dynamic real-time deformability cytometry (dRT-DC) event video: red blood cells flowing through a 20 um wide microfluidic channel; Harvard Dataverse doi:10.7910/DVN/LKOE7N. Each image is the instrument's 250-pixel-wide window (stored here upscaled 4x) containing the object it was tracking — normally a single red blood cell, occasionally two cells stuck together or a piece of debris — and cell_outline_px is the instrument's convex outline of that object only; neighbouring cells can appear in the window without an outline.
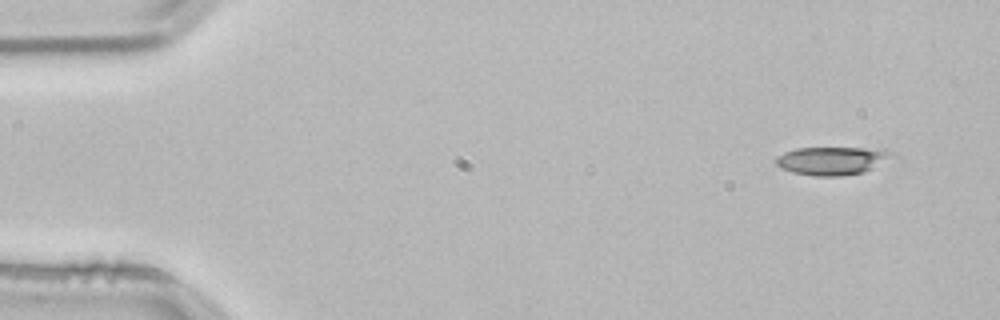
{"species": "common noctule bat (a hibernating species)", "species_latin": "Nyctalus noctula", "temperature_condition": "room temperature", "stored_images_in_passage": 50, "camera_frame_rate_fps": 3000, "um_per_image_px": 0.085, "animal": {"sex": "male", "body_mass_g": 21.5, "forearm_length_mm": 52.0}, "frame": {"image": 1, "passage_image": 1, "time_ms": 0.0, "image_size_px": [1000, 320], "cell_outline_px": [[900, 156], [864, 172], [840, 176], [812, 176], [792, 172], [780, 168], [776, 164], [776, 156], [784, 152], [796, 148], [884, 148]], "centroid_in_image_um": [70.81, 13.65], "position_along_channel_um": 14.2, "area_um2": 19.54}}
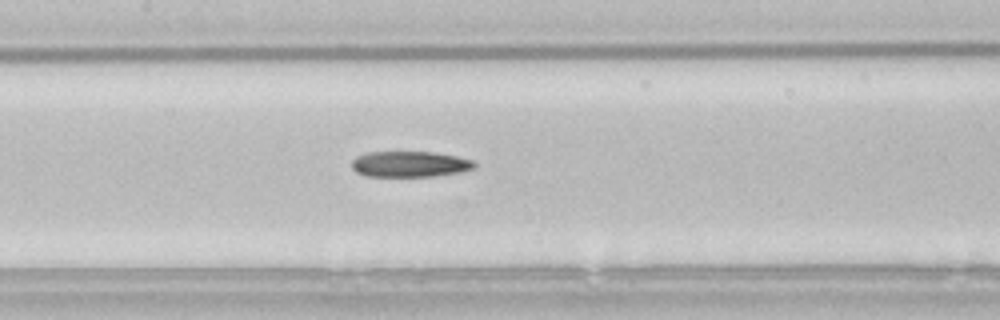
{"frame": {"image": 2, "passage_image": 22, "time_ms": 7.0, "image_size_px": [1000, 320], "cell_outline_px": [[476, 168], [456, 172], [432, 176], [368, 176], [356, 172], [352, 168], [352, 160], [356, 156], [368, 152], [432, 152], [456, 156], [472, 160], [476, 164]], "centroid_in_image_um": [34.81, 13.94], "position_along_channel_um": 172.6, "area_um2": 18.26}}
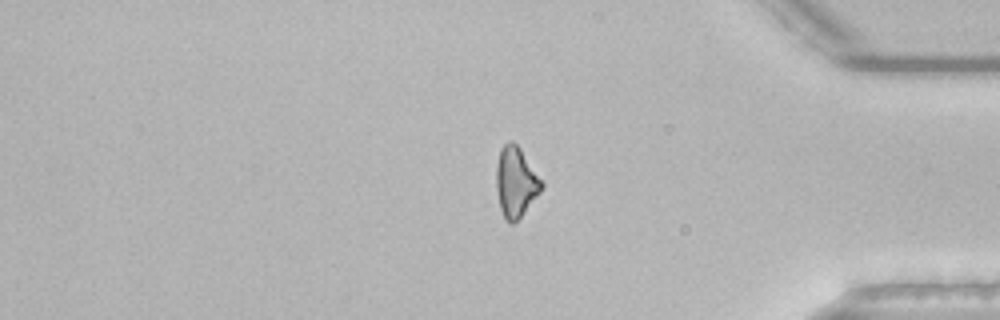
{"frame": {"image": 3, "passage_image": 41, "time_ms": 13.333, "image_size_px": [1000, 320], "cell_outline_px": [[544, 188], [520, 216], [512, 224], [508, 224], [504, 220], [500, 208], [496, 192], [496, 164], [500, 148], [508, 140], [512, 140], [520, 148], [544, 184]], "centroid_in_image_um": [43.81, 15.47], "position_along_channel_um": 391.4, "area_um2": 18.61}, "authors_computed_cell_mechanics": {"area_um2": 18.6694, "velocity_mm_per_s": 3.8459, "shape_relaxation_time_tau1_ms": 9.0429, "shape_relaxation_time_tau2_ms": null, "deformation_change_tau1": 0.2005, "deformation_change_tau2": null}}